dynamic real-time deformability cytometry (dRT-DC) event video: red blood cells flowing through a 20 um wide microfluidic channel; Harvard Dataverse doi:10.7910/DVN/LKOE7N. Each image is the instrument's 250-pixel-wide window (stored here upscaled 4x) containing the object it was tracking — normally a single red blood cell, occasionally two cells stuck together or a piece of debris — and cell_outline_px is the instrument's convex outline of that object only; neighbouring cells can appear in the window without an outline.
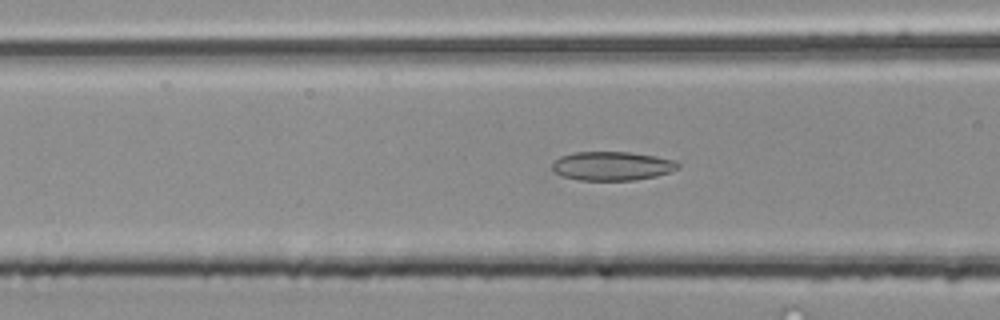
{"species": "common noctule bat (a hibernating species)", "species_latin": "Nyctalus noctula", "temperature_condition": "room temperature", "stored_images_in_passage": 51, "camera_frame_rate_fps": 3000, "um_per_image_px": 0.085, "animal": {"sex": "male", "body_mass_g": 20.4}, "frame": {"image": 1, "passage_image": 20, "time_ms": 6.333, "image_size_px": [1000, 320], "cell_outline_px": [[680, 168], [656, 176], [636, 180], [576, 180], [552, 172], [552, 164], [560, 156], [576, 152], [628, 152], [656, 156], [676, 160], [680, 164]], "centroid_in_image_um": [52.04, 14.11], "position_along_channel_um": 114.6, "area_um2": 21.27}}
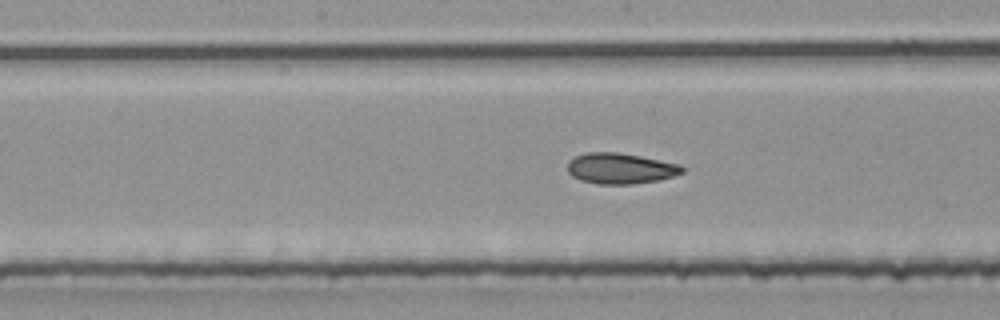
{"frame": {"image": 2, "passage_image": 26, "time_ms": 8.333, "image_size_px": [1000, 320], "cell_outline_px": [[684, 172], [676, 176], [656, 180], [632, 184], [600, 184], [580, 180], [572, 176], [568, 172], [568, 160], [576, 156], [588, 152], [616, 152], [640, 156], [680, 164], [684, 168]], "centroid_in_image_um": [52.74, 14.31], "position_along_channel_um": 195.5, "area_um2": 20.52}}
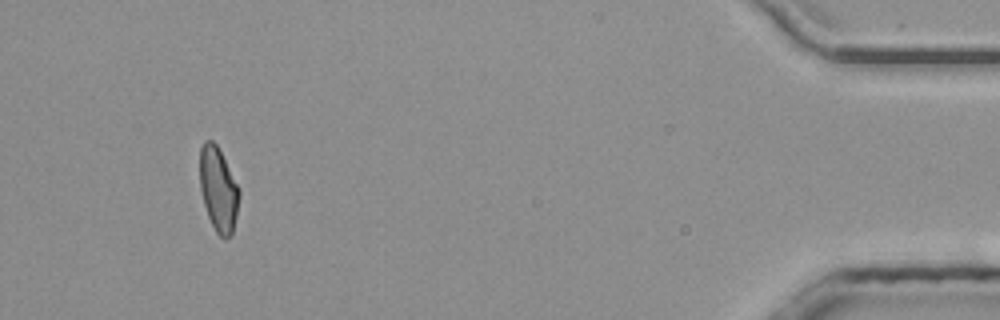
{"frame": {"image": 3, "passage_image": 48, "time_ms": 15.667, "image_size_px": [1000, 320], "cell_outline_px": [[240, 196], [236, 216], [232, 232], [224, 240], [216, 232], [208, 216], [204, 204], [200, 188], [200, 148], [204, 140], [212, 140], [216, 144], [240, 192]], "centroid_in_image_um": [18.54, 16.1], "position_along_channel_um": 416.7, "area_um2": 18.9}, "authors_computed_cell_mechanics": {"area_um2": 20.519, "velocity_mm_per_s": 4.0332, "shape_relaxation_time_tau1_ms": null, "shape_relaxation_time_tau2_ms": 3.0109, "deformation_change_tau1": null, "deformation_change_tau2": 0.1013}}